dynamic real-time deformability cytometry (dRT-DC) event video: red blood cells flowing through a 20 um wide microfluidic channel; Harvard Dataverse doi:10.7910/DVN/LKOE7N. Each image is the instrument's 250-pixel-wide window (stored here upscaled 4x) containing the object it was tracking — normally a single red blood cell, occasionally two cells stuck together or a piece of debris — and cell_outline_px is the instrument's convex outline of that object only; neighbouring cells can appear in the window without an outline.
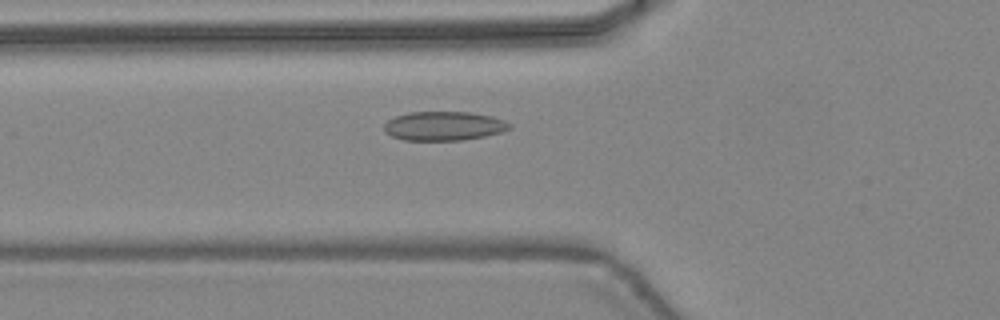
{"species": "common noctule bat (a hibernating species)", "species_latin": "Nyctalus noctula", "temperature_condition": "warm", "stored_images_in_passage": 40, "camera_frame_rate_fps": 3000, "um_per_image_px": 0.085, "animal": {"sex": "female", "body_mass_g": 24.6, "forearm_length_mm": 56.2}, "frame": {"image": 1, "passage_image": 11, "time_ms": 3.333, "image_size_px": [1000, 320], "cell_outline_px": [[512, 128], [500, 132], [484, 136], [464, 140], [404, 140], [392, 136], [384, 132], [384, 124], [388, 120], [396, 116], [408, 112], [468, 112], [492, 116], [504, 120], [512, 124]], "centroid_in_image_um": [37.73, 10.71], "position_along_channel_um": 88.1, "area_um2": 21.27}}
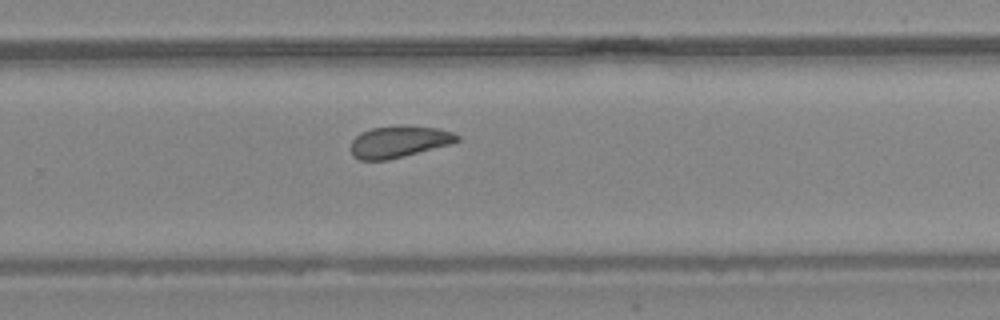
{"frame": {"image": 2, "passage_image": 25, "time_ms": 8.0, "image_size_px": [1000, 320], "cell_outline_px": [[460, 140], [452, 144], [388, 160], [360, 160], [352, 156], [352, 140], [360, 132], [372, 128], [436, 128], [452, 132], [460, 136]], "centroid_in_image_um": [33.91, 12.09], "position_along_channel_um": 295.9, "area_um2": 18.9}}
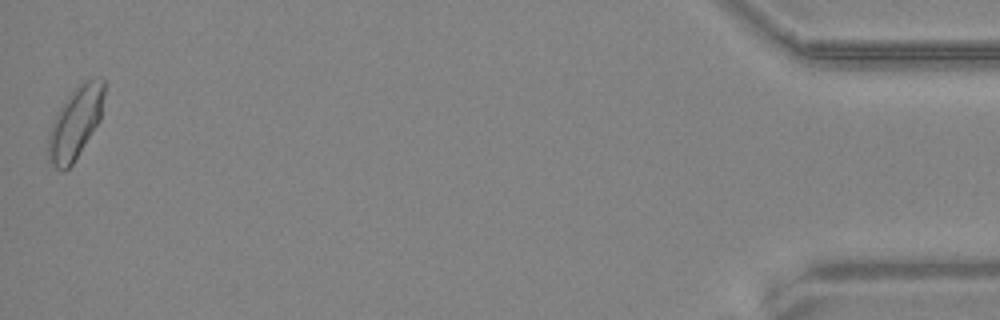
{"frame": {"image": 3, "passage_image": 40, "time_ms": 13.0, "image_size_px": [1000, 320], "cell_outline_px": [[104, 92], [100, 120], [72, 164], [64, 172], [60, 172], [48, 164], [48, 136], [52, 124], [60, 108], [68, 96], [80, 84], [88, 80], [104, 76]], "centroid_in_image_um": [6.39, 10.49], "position_along_channel_um": 428.8, "area_um2": 23.12}, "authors_computed_cell_mechanics": {"area_um2": 20.4323, "velocity_mm_per_s": 4.4377, "shape_relaxation_time_tau1_ms": null, "shape_relaxation_time_tau2_ms": 2.6731, "deformation_change_tau1": null, "deformation_change_tau2": 0.0763}}